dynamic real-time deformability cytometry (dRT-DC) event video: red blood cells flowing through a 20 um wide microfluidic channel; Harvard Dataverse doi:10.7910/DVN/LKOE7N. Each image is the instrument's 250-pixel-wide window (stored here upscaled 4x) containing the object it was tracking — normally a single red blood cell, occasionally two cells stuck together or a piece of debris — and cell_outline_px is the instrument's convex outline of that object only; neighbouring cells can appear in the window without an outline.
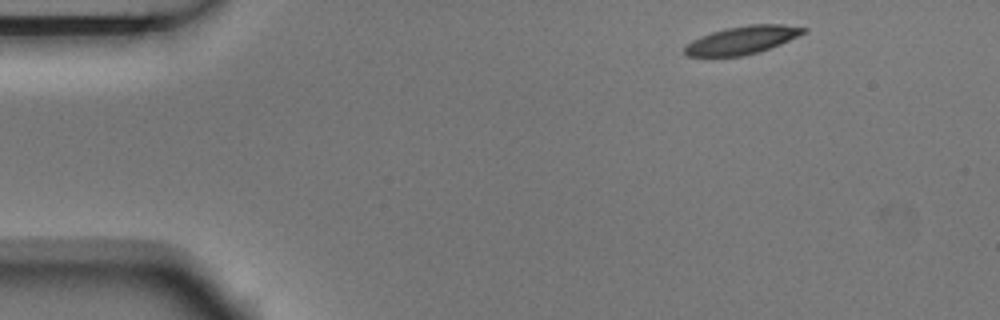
{"species": "Egyptian fruit bat (a non-hibernating species)", "species_latin": "Rousettus aegyptiacus", "temperature_condition": "room temperature", "stored_images_in_passage": 7, "camera_frame_rate_fps": 3000, "um_per_image_px": 0.085, "animal": {"sex": "male"}, "frame": {"image": 1, "passage_image": 1, "time_ms": 0.0, "image_size_px": [1000, 320], "cell_outline_px": [[808, 32], [780, 44], [760, 52], [744, 56], [688, 56], [684, 52], [684, 48], [692, 40], [700, 36], [724, 28], [748, 24], [784, 24], [808, 28]], "centroid_in_image_um": [63.13, 3.39], "position_along_channel_um": 21.9, "area_um2": 19.54}}
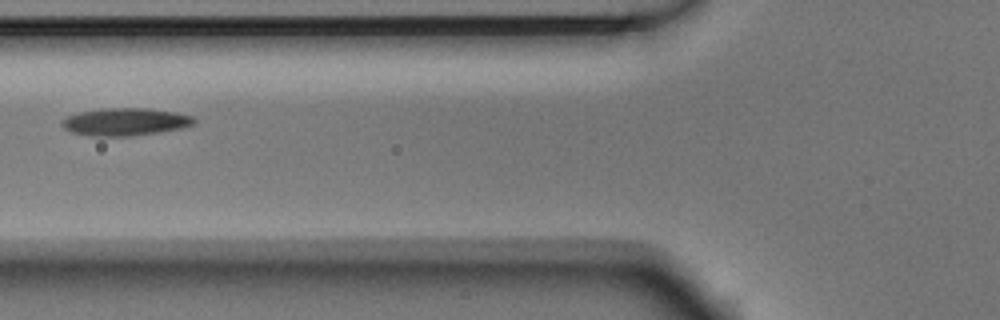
{"frame": {"image": 2, "passage_image": 5, "time_ms": 1.333, "image_size_px": [1000, 320], "cell_outline_px": [[196, 124], [180, 128], [160, 132], [128, 136], [92, 136], [72, 132], [64, 128], [60, 124], [68, 116], [80, 112], [104, 108], [148, 108], [176, 112], [192, 116], [196, 120]], "centroid_in_image_um": [10.68, 10.35], "position_along_channel_um": 115.1, "area_um2": 21.15}}
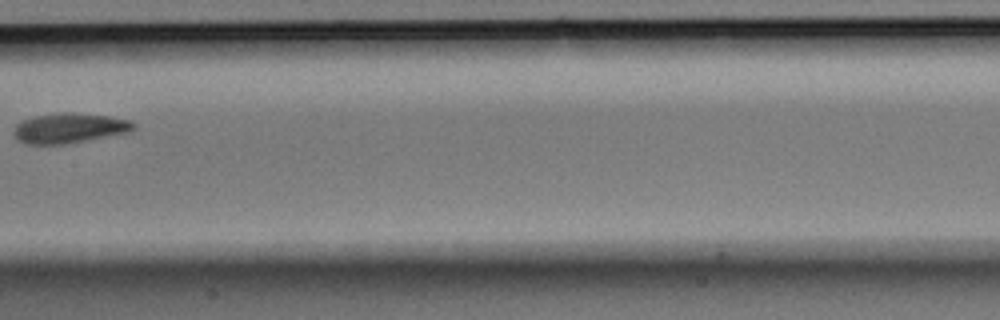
{"frame": {"image": 3, "passage_image": 7, "time_ms": 2.0, "image_size_px": [1000, 320], "cell_outline_px": [[136, 124], [128, 132], [64, 144], [24, 144], [16, 140], [12, 132], [16, 124], [20, 120], [32, 116], [60, 112], [72, 112], [112, 116], [132, 120]], "centroid_in_image_um": [5.83, 10.87], "position_along_channel_um": 201.6, "area_um2": 21.21}}